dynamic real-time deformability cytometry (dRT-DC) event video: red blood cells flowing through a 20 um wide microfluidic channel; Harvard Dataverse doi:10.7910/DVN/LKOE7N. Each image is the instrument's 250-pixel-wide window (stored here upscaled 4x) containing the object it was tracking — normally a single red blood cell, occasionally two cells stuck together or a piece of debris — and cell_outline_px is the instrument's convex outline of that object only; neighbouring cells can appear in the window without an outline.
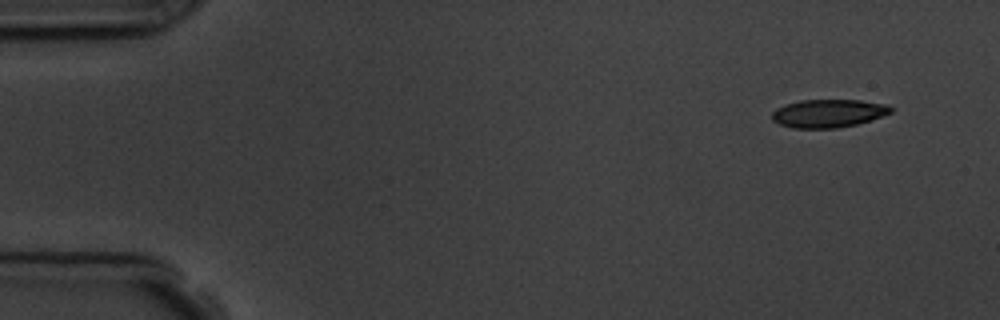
{"species": "common noctule bat (a hibernating species)", "species_latin": "Nyctalus noctula", "temperature_condition": "room temperature", "stored_images_in_passage": 5, "camera_frame_rate_fps": 3000, "um_per_image_px": 0.085, "animal": {"sex": "male", "body_mass_g": 19.5, "forearm_length_mm": 54.6}, "frame": {"image": 1, "passage_image": 1, "time_ms": 0.0, "image_size_px": [1000, 320], "cell_outline_px": [[892, 112], [856, 124], [836, 128], [792, 128], [780, 124], [772, 120], [772, 112], [776, 108], [784, 104], [800, 100], [860, 100], [888, 104], [892, 108]], "centroid_in_image_um": [70.37, 9.62], "position_along_channel_um": 14.6, "area_um2": 19.42}}
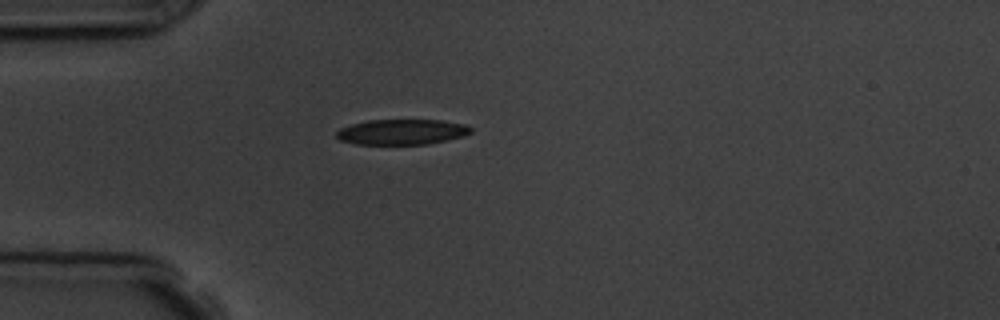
{"frame": {"image": 2, "passage_image": 4, "time_ms": 3.667, "image_size_px": [1000, 320], "cell_outline_px": [[472, 132], [464, 136], [428, 144], [356, 144], [340, 140], [336, 136], [336, 132], [340, 128], [352, 124], [368, 120], [440, 120], [464, 124], [472, 128]], "centroid_in_image_um": [34.16, 11.21], "position_along_channel_um": 50.8, "area_um2": 19.83}}